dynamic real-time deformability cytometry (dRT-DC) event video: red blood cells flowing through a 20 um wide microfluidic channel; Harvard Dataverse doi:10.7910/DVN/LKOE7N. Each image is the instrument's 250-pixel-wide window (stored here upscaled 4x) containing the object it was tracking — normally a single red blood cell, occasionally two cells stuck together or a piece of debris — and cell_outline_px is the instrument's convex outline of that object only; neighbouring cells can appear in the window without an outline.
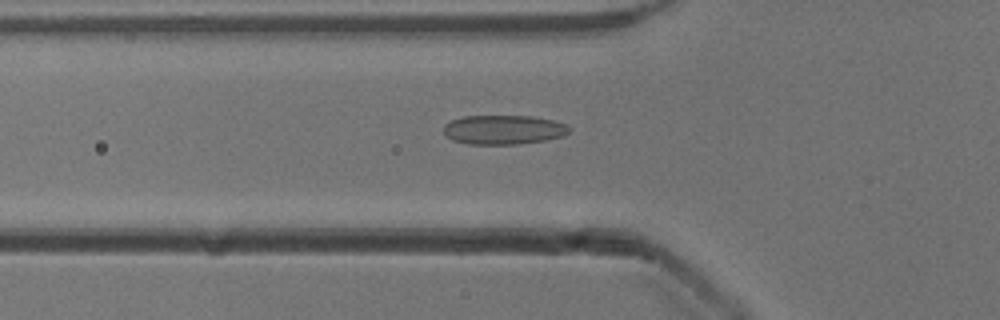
{"species": "common noctule bat (a hibernating species)", "species_latin": "Nyctalus noctula", "temperature_condition": "cold", "stored_images_in_passage": 42, "camera_frame_rate_fps": 3000, "um_per_image_px": 0.085, "animal": {"sex": "male", "body_mass_g": 13.3}, "frame": {"image": 1, "passage_image": 8, "time_ms": 2.333, "image_size_px": [1000, 320], "cell_outline_px": [[572, 128], [564, 136], [544, 140], [516, 144], [468, 144], [452, 140], [444, 132], [444, 124], [452, 120], [464, 116], [532, 116], [556, 120]], "centroid_in_image_um": [42.82, 11.02], "position_along_channel_um": 83.0, "area_um2": 21.44}}
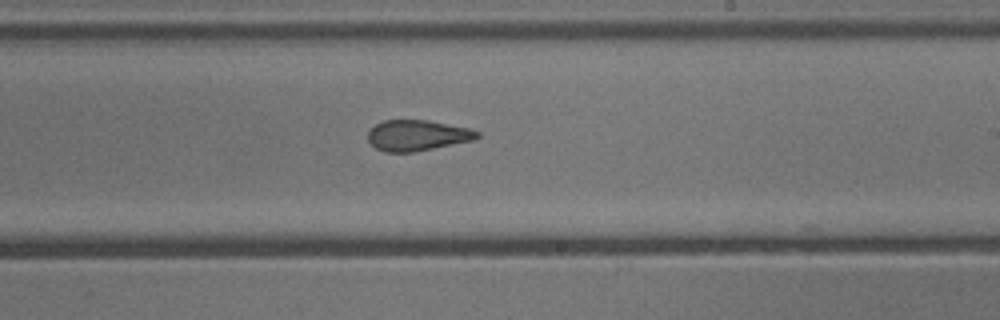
{"frame": {"image": 2, "passage_image": 21, "time_ms": 6.667, "image_size_px": [1000, 320], "cell_outline_px": [[480, 136], [472, 140], [412, 152], [384, 152], [376, 148], [368, 140], [368, 132], [376, 124], [384, 120], [428, 120], [468, 128], [480, 132]], "centroid_in_image_um": [35.45, 11.5], "position_along_channel_um": 253.6, "area_um2": 19.31}}
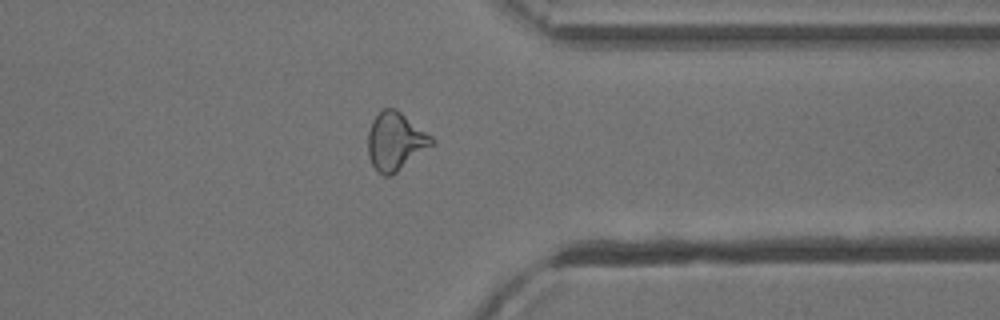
{"frame": {"image": 3, "passage_image": 31, "time_ms": 10.0, "image_size_px": [1000, 320], "cell_outline_px": [[436, 144], [392, 176], [384, 176], [376, 172], [368, 156], [368, 132], [372, 120], [384, 108], [396, 108], [432, 136], [436, 140]], "centroid_in_image_um": [33.64, 12.04], "position_along_channel_um": 377.8, "area_um2": 21.96}, "authors_computed_cell_mechanics": {"area_um2": 20.7213, "velocity_mm_per_s": 3.907, "shape_relaxation_time_tau1_ms": 9.3594, "shape_relaxation_time_tau2_ms": 1.982, "deformation_change_tau1": 0.169, "deformation_change_tau2": 0.0871}}